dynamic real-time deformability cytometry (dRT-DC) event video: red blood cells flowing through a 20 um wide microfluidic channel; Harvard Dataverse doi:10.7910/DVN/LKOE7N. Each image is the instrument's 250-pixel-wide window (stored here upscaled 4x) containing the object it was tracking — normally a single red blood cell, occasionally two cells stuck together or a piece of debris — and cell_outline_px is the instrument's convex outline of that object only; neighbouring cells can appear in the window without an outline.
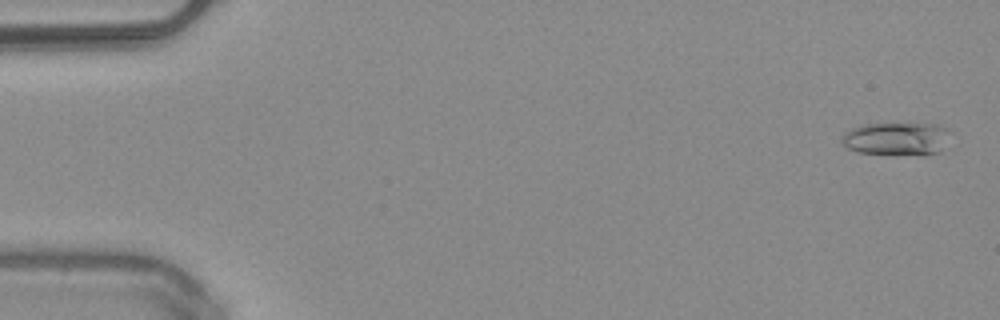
{"species": "common noctule bat (a hibernating species)", "species_latin": "Nyctalus noctula", "temperature_condition": "warm", "stored_images_in_passage": 51, "camera_frame_rate_fps": 3000, "um_per_image_px": 0.085, "animal": {"sex": "male", "body_mass_g": 20.4}, "frame": {"image": 1, "passage_image": 2, "time_ms": 0.333, "image_size_px": [1000, 320], "cell_outline_px": [[952, 132], [936, 152], [860, 152], [848, 148], [840, 140], [844, 132], [852, 128], [864, 124], [940, 124]], "centroid_in_image_um": [76.15, 11.72], "position_along_channel_um": 8.8, "area_um2": 19.65}}
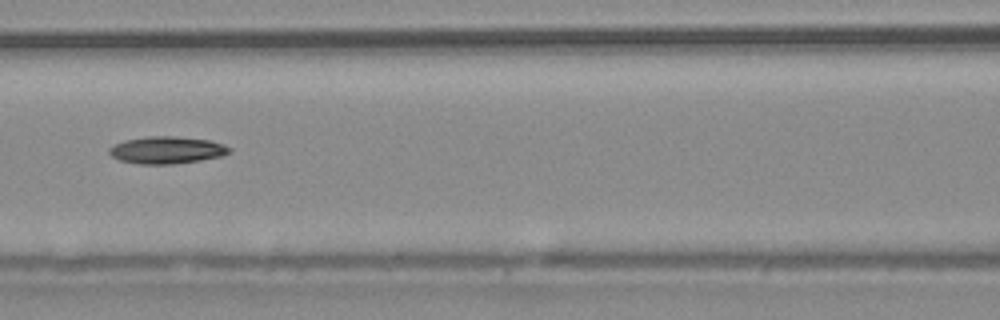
{"frame": {"image": 2, "passage_image": 23, "time_ms": 7.333, "image_size_px": [1000, 320], "cell_outline_px": [[232, 152], [224, 156], [200, 160], [172, 164], [140, 164], [120, 160], [112, 156], [108, 152], [108, 148], [124, 140], [148, 136], [176, 136], [208, 140], [224, 144], [232, 148]], "centroid_in_image_um": [14.22, 12.75], "position_along_channel_um": 152.4, "area_um2": 19.13}}
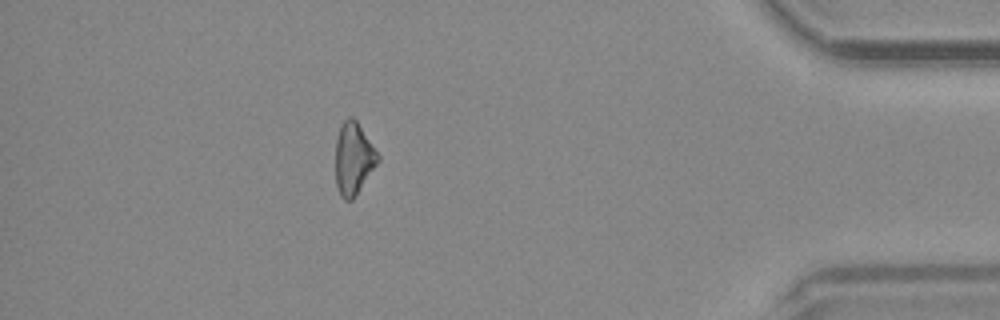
{"frame": {"image": 3, "passage_image": 45, "time_ms": 14.667, "image_size_px": [1000, 320], "cell_outline_px": [[380, 160], [356, 196], [352, 200], [344, 200], [340, 196], [336, 184], [336, 140], [340, 128], [344, 120], [348, 116], [352, 116], [356, 120], [380, 156]], "centroid_in_image_um": [30.05, 13.5], "position_along_channel_um": 405.1, "area_um2": 17.8}, "authors_computed_cell_mechanics": {"area_um2": 18.4382, "velocity_mm_per_s": 4.0704, "shape_relaxation_time_tau1_ms": 6.9848, "shape_relaxation_time_tau2_ms": null, "deformation_change_tau1": 0.1311, "deformation_change_tau2": null}}